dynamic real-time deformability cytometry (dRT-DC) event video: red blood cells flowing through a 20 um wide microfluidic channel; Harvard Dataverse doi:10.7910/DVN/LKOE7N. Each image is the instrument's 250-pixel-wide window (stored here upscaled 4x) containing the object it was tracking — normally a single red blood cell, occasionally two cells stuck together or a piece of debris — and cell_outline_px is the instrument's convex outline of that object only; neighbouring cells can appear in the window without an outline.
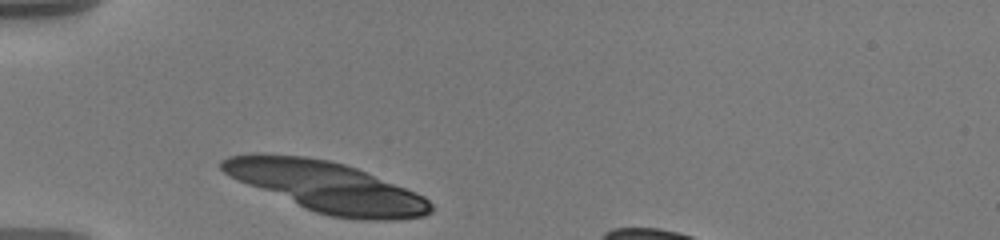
{"species": "human", "species_latin": "Homo sapiens", "temperature_condition": "warm", "stored_images_in_passage": 15, "camera_frame_rate_fps": 3000, "um_per_image_px": 0.085, "donor": {"sex": "male"}, "frame": {"image": 1, "passage_image": 1, "time_ms": 0.0, "image_size_px": [1000, 240], "cell_outline_px": [[432, 212], [424, 216], [396, 220], [360, 220], [328, 216], [304, 208], [248, 184], [224, 172], [220, 168], [220, 160], [228, 156], [256, 152], [264, 152], [304, 156], [328, 160], [344, 164], [356, 168], [416, 192], [424, 196], [432, 204]], "centroid_in_image_um": [27.78, 15.87], "position_along_channel_um": 57.2, "area_um2": 61.04}}